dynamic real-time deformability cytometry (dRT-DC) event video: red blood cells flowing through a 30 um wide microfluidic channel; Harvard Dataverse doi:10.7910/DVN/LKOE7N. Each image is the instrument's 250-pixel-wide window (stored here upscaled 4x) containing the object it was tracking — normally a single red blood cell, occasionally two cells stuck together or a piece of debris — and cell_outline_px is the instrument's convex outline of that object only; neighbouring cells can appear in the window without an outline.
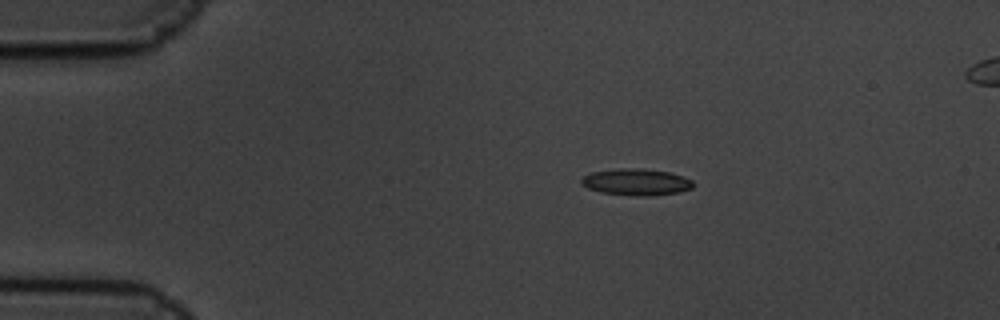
{"species": "common noctule bat (a hibernating species)", "species_latin": "Nyctalus noctula", "temperature_condition": "cold", "stored_images_in_passage": 3, "camera_frame_rate_fps": 3000, "um_per_image_px": 0.085, "animal": {"sex": "male", "body_mass_g": 19.5, "forearm_length_mm": 54.6}, "frame": {"image": 1, "passage_image": 1, "time_ms": 0.0, "image_size_px": [1000, 320], "cell_outline_px": [[692, 188], [680, 192], [648, 196], [644, 196], [600, 192], [588, 188], [580, 184], [580, 180], [584, 176], [592, 172], [620, 168], [632, 168], [668, 172], [692, 180]], "centroid_in_image_um": [54.04, 15.48], "position_along_channel_um": 31.0, "area_um2": 16.99}}